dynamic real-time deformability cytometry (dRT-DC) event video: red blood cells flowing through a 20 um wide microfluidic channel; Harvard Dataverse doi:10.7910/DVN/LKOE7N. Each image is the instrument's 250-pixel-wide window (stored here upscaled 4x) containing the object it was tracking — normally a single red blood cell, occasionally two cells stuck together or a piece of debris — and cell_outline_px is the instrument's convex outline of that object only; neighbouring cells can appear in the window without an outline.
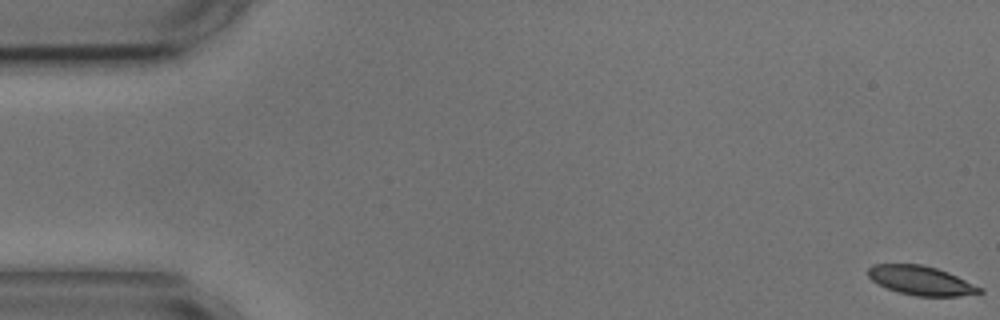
{"species": "common noctule bat (a hibernating species)", "species_latin": "Nyctalus noctula", "temperature_condition": "cold", "stored_images_in_passage": 6, "camera_frame_rate_fps": 3000, "um_per_image_px": 0.085, "animal": {"sex": "male", "body_mass_g": 17.9, "forearm_length_mm": 54.2}, "frame": {"image": 1, "passage_image": 1, "time_ms": 0.0, "image_size_px": [1000, 320], "cell_outline_px": [[984, 292], [960, 296], [916, 296], [900, 292], [888, 288], [872, 280], [868, 276], [868, 268], [872, 264], [920, 264], [936, 268], [948, 272], [984, 288]], "centroid_in_image_um": [78.32, 23.84], "position_along_channel_um": 6.7, "area_um2": 18.84}}
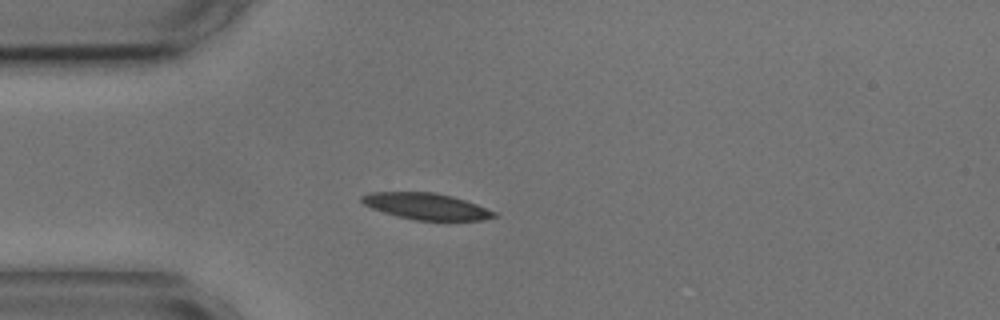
{"frame": {"image": 2, "passage_image": 5, "time_ms": 4.667, "image_size_px": [1000, 320], "cell_outline_px": [[500, 216], [480, 220], [416, 220], [384, 212], [372, 208], [364, 204], [360, 200], [360, 196], [368, 192], [436, 192], [452, 196], [476, 204], [496, 212]], "centroid_in_image_um": [36.23, 17.52], "position_along_channel_um": 48.8, "area_um2": 20.23}}